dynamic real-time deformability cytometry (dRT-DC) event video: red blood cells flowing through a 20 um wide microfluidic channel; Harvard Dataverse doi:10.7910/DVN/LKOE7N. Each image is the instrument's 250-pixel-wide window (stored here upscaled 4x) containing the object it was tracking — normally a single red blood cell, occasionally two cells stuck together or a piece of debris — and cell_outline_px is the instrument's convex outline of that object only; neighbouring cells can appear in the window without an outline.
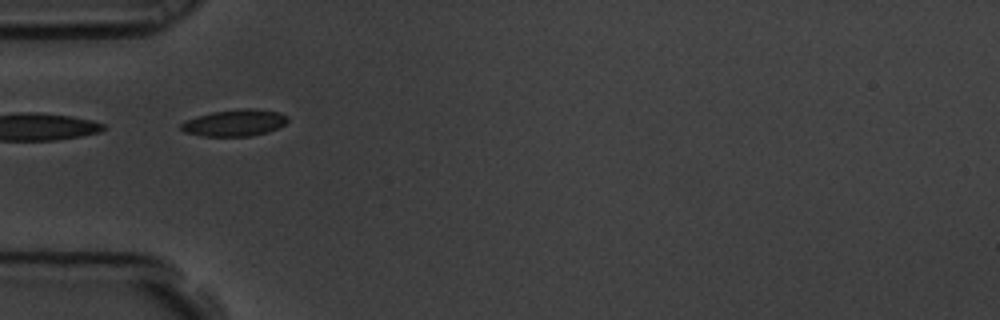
{"species": "common noctule bat (a hibernating species)", "species_latin": "Nyctalus noctula", "temperature_condition": "room temperature", "stored_images_in_passage": 2, "camera_frame_rate_fps": 3000, "um_per_image_px": 0.085, "animal": {"sex": "male", "body_mass_g": 19.5, "forearm_length_mm": 54.6}, "frame": {"image": 1, "passage_image": 1, "time_ms": 0.0, "image_size_px": [1000, 320], "cell_outline_px": [[288, 120], [284, 124], [268, 132], [252, 136], [204, 136], [184, 132], [180, 128], [180, 124], [184, 120], [196, 116], [212, 112], [240, 108], [252, 108], [280, 112], [288, 116]], "centroid_in_image_um": [19.93, 10.43], "position_along_channel_um": 65.1, "area_um2": 16.7}}